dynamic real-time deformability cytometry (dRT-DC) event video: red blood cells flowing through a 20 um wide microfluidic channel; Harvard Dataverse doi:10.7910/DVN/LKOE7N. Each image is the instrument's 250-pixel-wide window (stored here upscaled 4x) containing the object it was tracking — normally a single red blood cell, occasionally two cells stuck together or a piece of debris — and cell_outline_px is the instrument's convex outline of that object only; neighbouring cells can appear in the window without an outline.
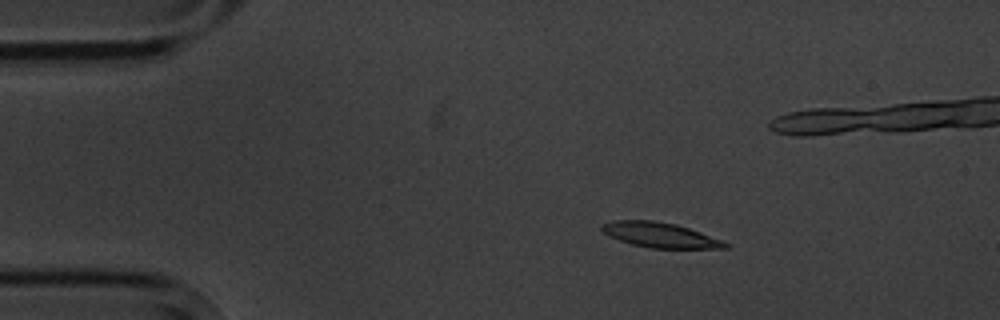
{"species": "common noctule bat (a hibernating species)", "species_latin": "Nyctalus noctula", "temperature_condition": "cold", "stored_images_in_passage": 8, "camera_frame_rate_fps": 3000, "um_per_image_px": 0.085, "animal": {"sex": "male", "body_mass_g": 20.1, "forearm_length_mm": 53.5}, "frame": {"image": 1, "passage_image": 2, "time_ms": 1.0, "image_size_px": [1000, 320], "cell_outline_px": [[728, 248], [652, 248], [632, 244], [620, 240], [604, 232], [600, 228], [600, 224], [616, 220], [652, 220], [676, 224], [700, 232], [720, 240], [728, 244]], "centroid_in_image_um": [56.08, 19.96], "position_along_channel_um": 28.9, "area_um2": 17.63}}
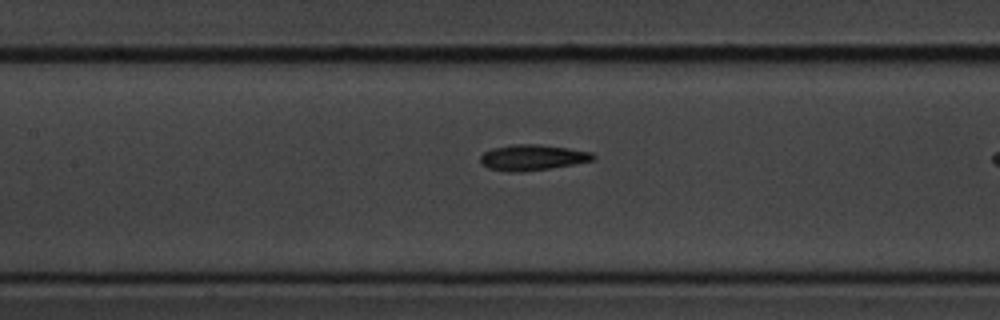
{"frame": {"image": 2, "passage_image": 7, "time_ms": 8.0, "image_size_px": [1000, 320], "cell_outline_px": [[596, 160], [548, 168], [520, 172], [508, 172], [488, 168], [480, 164], [480, 156], [484, 152], [492, 148], [512, 144], [536, 144], [568, 148], [592, 152], [596, 156]], "centroid_in_image_um": [45.23, 13.38], "position_along_channel_um": 162.2, "area_um2": 16.94}}